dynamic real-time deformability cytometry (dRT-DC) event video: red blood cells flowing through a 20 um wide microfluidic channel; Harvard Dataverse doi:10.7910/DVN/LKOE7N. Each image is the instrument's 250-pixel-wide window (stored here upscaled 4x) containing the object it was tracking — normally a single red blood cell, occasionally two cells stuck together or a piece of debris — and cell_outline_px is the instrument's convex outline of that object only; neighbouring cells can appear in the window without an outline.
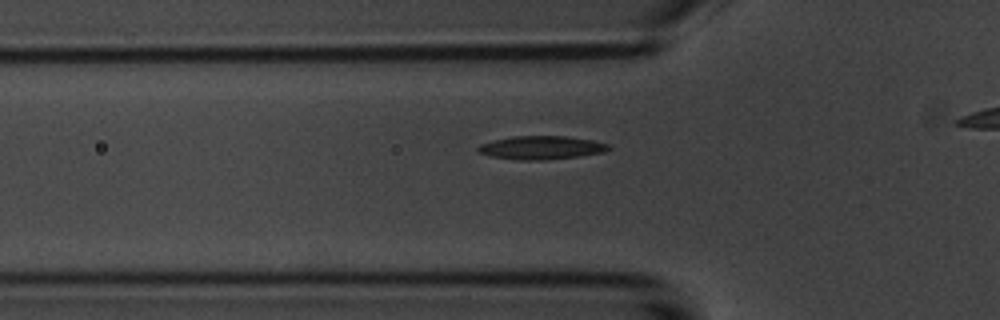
{"species": "common noctule bat (a hibernating species)", "species_latin": "Nyctalus noctula", "temperature_condition": "room temperature", "stored_images_in_passage": 28, "camera_frame_rate_fps": 3000, "um_per_image_px": 0.085, "animal": {"sex": "male", "body_mass_g": 20.1, "forearm_length_mm": 53.5}, "frame": {"image": 1, "passage_image": 2, "time_ms": 0.333, "image_size_px": [1000, 320], "cell_outline_px": [[612, 148], [604, 152], [580, 156], [544, 160], [520, 160], [492, 156], [480, 152], [476, 148], [480, 144], [492, 140], [512, 136], [564, 136], [592, 140], [608, 144]], "centroid_in_image_um": [46.02, 12.54], "position_along_channel_um": 79.8, "area_um2": 17.74}}
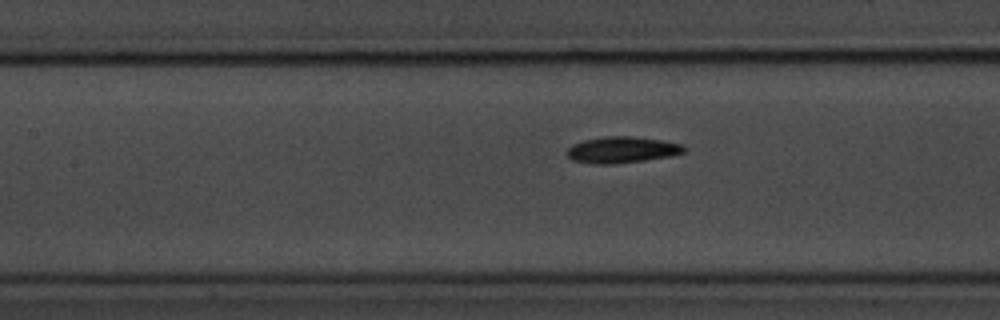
{"frame": {"image": 2, "passage_image": 8, "time_ms": 2.333, "image_size_px": [1000, 320], "cell_outline_px": [[688, 148], [684, 152], [672, 156], [644, 160], [612, 164], [592, 164], [572, 160], [568, 156], [568, 148], [572, 144], [584, 140], [604, 136], [632, 136], [660, 140], [680, 144]], "centroid_in_image_um": [52.86, 12.73], "position_along_channel_um": 154.5, "area_um2": 17.92}}
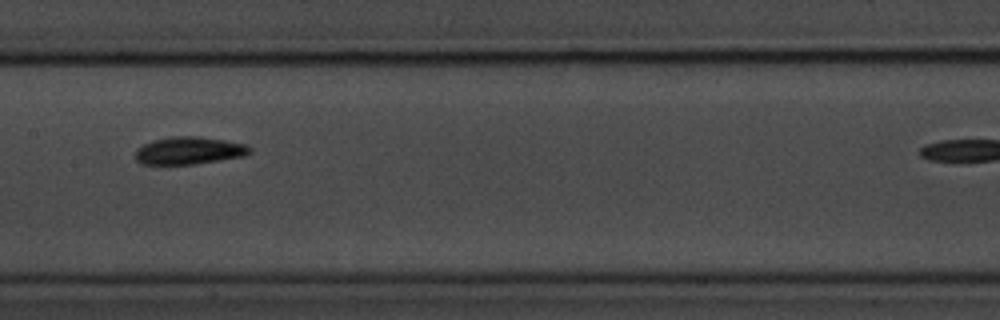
{"frame": {"image": 3, "passage_image": 11, "time_ms": 3.333, "image_size_px": [1000, 320], "cell_outline_px": [[252, 152], [244, 156], [192, 164], [144, 164], [136, 160], [136, 148], [152, 140], [172, 136], [196, 136], [224, 140], [244, 144], [252, 148]], "centroid_in_image_um": [16.06, 12.79], "position_along_channel_um": 191.3, "area_um2": 18.21}}